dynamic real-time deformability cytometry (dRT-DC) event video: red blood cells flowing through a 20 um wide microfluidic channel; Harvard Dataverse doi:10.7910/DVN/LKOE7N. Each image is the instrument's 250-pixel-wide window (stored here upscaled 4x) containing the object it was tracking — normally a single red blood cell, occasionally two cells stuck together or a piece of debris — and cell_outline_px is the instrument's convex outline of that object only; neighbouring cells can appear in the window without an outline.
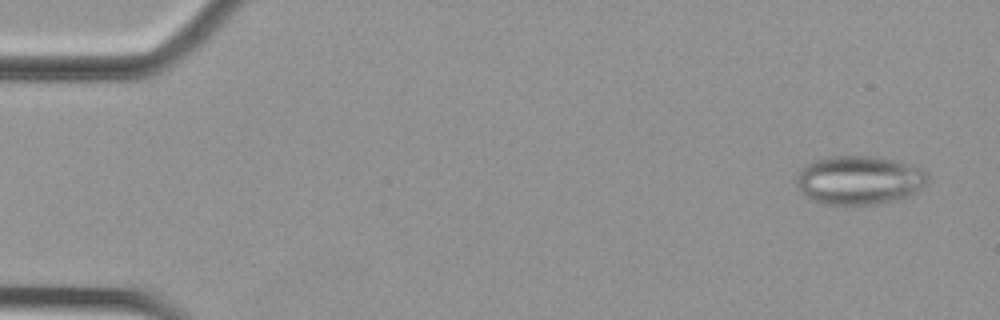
{"species": "Egyptian fruit bat (a non-hibernating species)", "species_latin": "Rousettus aegyptiacus", "temperature_condition": "cold", "stored_images_in_passage": 55, "camera_frame_rate_fps": 3000, "um_per_image_px": 0.085, "animal": {"sex": "female"}, "frame": {"image": 1, "passage_image": 3, "time_ms": 0.667, "image_size_px": [1000, 320], "cell_outline_px": [[928, 184], [924, 188], [908, 196], [896, 200], [880, 204], [824, 204], [812, 200], [804, 196], [796, 184], [796, 176], [808, 164], [816, 160], [828, 156], [876, 156], [924, 168], [928, 172]], "centroid_in_image_um": [73.08, 15.31], "position_along_channel_um": 11.9, "area_um2": 37.57}}
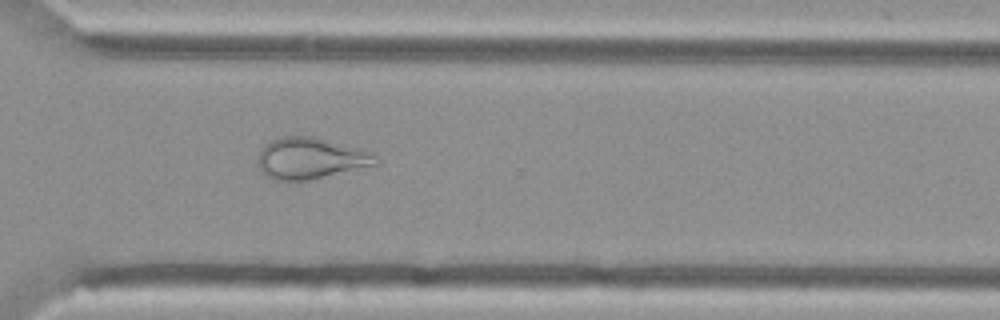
{"frame": {"image": 2, "passage_image": 40, "time_ms": 13.0, "image_size_px": [1000, 320], "cell_outline_px": [[380, 164], [308, 180], [272, 180], [264, 176], [260, 168], [260, 148], [264, 144], [276, 136], [312, 136], [364, 148], [376, 152], [380, 160]], "centroid_in_image_um": [26.47, 13.43], "position_along_channel_um": 344.1, "area_um2": 28.96}}
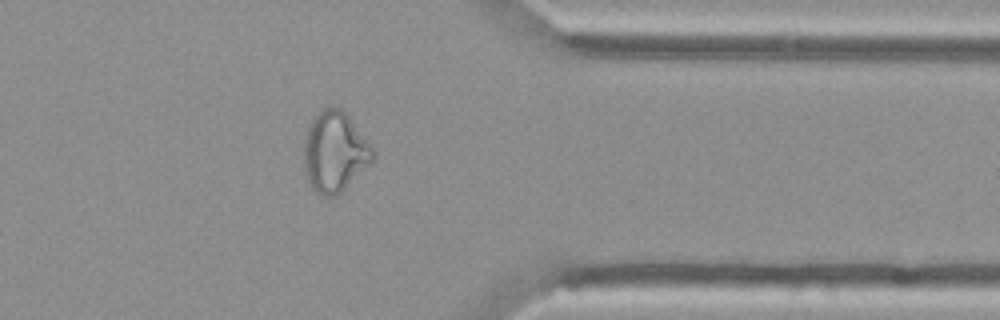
{"frame": {"image": 3, "passage_image": 44, "time_ms": 14.333, "image_size_px": [1000, 320], "cell_outline_px": [[376, 156], [336, 196], [324, 196], [316, 192], [308, 184], [304, 176], [304, 140], [308, 124], [312, 116], [324, 108], [332, 104], [340, 108], [348, 116], [372, 144], [376, 152]], "centroid_in_image_um": [28.42, 12.87], "position_along_channel_um": 383.0, "area_um2": 32.6}}